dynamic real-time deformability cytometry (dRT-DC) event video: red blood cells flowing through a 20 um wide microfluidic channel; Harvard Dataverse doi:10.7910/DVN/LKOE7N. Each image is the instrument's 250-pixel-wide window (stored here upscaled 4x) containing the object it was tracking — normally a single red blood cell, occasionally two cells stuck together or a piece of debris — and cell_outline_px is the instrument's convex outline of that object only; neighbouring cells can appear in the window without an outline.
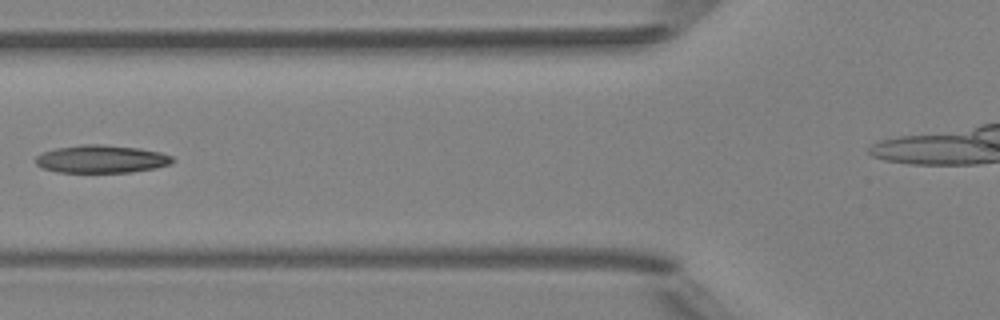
{"species": "Egyptian fruit bat (a non-hibernating species)", "species_latin": "Rousettus aegyptiacus", "temperature_condition": "room temperature", "stored_images_in_passage": 5, "camera_frame_rate_fps": 3000, "um_per_image_px": 0.085, "animal": {"sex": "female"}, "frame": {"image": 1, "passage_image": 5, "time_ms": 4.333, "image_size_px": [1000, 320], "cell_outline_px": [[172, 160], [168, 164], [156, 168], [128, 172], [60, 172], [44, 168], [36, 164], [36, 156], [40, 152], [56, 148], [80, 144], [104, 144], [140, 148], [160, 152], [172, 156]], "centroid_in_image_um": [8.58, 13.5], "position_along_channel_um": 117.2, "area_um2": 22.14}}